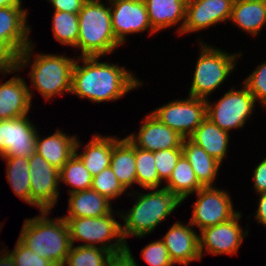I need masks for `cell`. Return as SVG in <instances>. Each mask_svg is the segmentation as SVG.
<instances>
[{
    "label": "cell",
    "mask_w": 266,
    "mask_h": 266,
    "mask_svg": "<svg viewBox=\"0 0 266 266\" xmlns=\"http://www.w3.org/2000/svg\"><path fill=\"white\" fill-rule=\"evenodd\" d=\"M99 58L101 57H77L71 93L94 103L113 102L143 84L124 66L100 62ZM79 60L83 61L82 65Z\"/></svg>",
    "instance_id": "1"
},
{
    "label": "cell",
    "mask_w": 266,
    "mask_h": 266,
    "mask_svg": "<svg viewBox=\"0 0 266 266\" xmlns=\"http://www.w3.org/2000/svg\"><path fill=\"white\" fill-rule=\"evenodd\" d=\"M40 212L39 216L25 219L18 239L40 257L63 266L72 246L68 224L63 217L50 219V211Z\"/></svg>",
    "instance_id": "2"
},
{
    "label": "cell",
    "mask_w": 266,
    "mask_h": 266,
    "mask_svg": "<svg viewBox=\"0 0 266 266\" xmlns=\"http://www.w3.org/2000/svg\"><path fill=\"white\" fill-rule=\"evenodd\" d=\"M31 43L23 50L16 60L17 71L31 63L29 77L33 86L39 91L44 99L50 100L55 95L71 93L73 68L76 58H69L57 54H37L31 62L34 45Z\"/></svg>",
    "instance_id": "3"
},
{
    "label": "cell",
    "mask_w": 266,
    "mask_h": 266,
    "mask_svg": "<svg viewBox=\"0 0 266 266\" xmlns=\"http://www.w3.org/2000/svg\"><path fill=\"white\" fill-rule=\"evenodd\" d=\"M152 190L147 193H135L131 191L127 195L136 196L134 205L128 212H118L117 215L124 221L122 225V235L126 242V237L136 236L142 238L156 229L182 201L165 187L146 188ZM155 190V191H154Z\"/></svg>",
    "instance_id": "4"
},
{
    "label": "cell",
    "mask_w": 266,
    "mask_h": 266,
    "mask_svg": "<svg viewBox=\"0 0 266 266\" xmlns=\"http://www.w3.org/2000/svg\"><path fill=\"white\" fill-rule=\"evenodd\" d=\"M79 36L76 48L81 57H104L121 46L112 29L110 4L87 0L78 13Z\"/></svg>",
    "instance_id": "5"
},
{
    "label": "cell",
    "mask_w": 266,
    "mask_h": 266,
    "mask_svg": "<svg viewBox=\"0 0 266 266\" xmlns=\"http://www.w3.org/2000/svg\"><path fill=\"white\" fill-rule=\"evenodd\" d=\"M200 44L189 96L207 99L231 75L236 67L237 57L240 58L242 54H231L205 42Z\"/></svg>",
    "instance_id": "6"
},
{
    "label": "cell",
    "mask_w": 266,
    "mask_h": 266,
    "mask_svg": "<svg viewBox=\"0 0 266 266\" xmlns=\"http://www.w3.org/2000/svg\"><path fill=\"white\" fill-rule=\"evenodd\" d=\"M115 214L116 211H112L101 217L64 218L69 227L71 244L83 241L82 246L100 247L111 252L124 249L127 243L122 235V225L114 218ZM114 238L115 243L111 242Z\"/></svg>",
    "instance_id": "7"
},
{
    "label": "cell",
    "mask_w": 266,
    "mask_h": 266,
    "mask_svg": "<svg viewBox=\"0 0 266 266\" xmlns=\"http://www.w3.org/2000/svg\"><path fill=\"white\" fill-rule=\"evenodd\" d=\"M254 96L243 84V89L228 90L215 104L206 99V117L220 129L230 132L242 128L254 111Z\"/></svg>",
    "instance_id": "8"
},
{
    "label": "cell",
    "mask_w": 266,
    "mask_h": 266,
    "mask_svg": "<svg viewBox=\"0 0 266 266\" xmlns=\"http://www.w3.org/2000/svg\"><path fill=\"white\" fill-rule=\"evenodd\" d=\"M198 199L192 204L190 223L199 231L207 227L227 222L239 211L234 210L233 202L227 191L214 186H203L196 193Z\"/></svg>",
    "instance_id": "9"
},
{
    "label": "cell",
    "mask_w": 266,
    "mask_h": 266,
    "mask_svg": "<svg viewBox=\"0 0 266 266\" xmlns=\"http://www.w3.org/2000/svg\"><path fill=\"white\" fill-rule=\"evenodd\" d=\"M150 113L183 138H189L206 118V99L188 95L186 99L170 101Z\"/></svg>",
    "instance_id": "10"
},
{
    "label": "cell",
    "mask_w": 266,
    "mask_h": 266,
    "mask_svg": "<svg viewBox=\"0 0 266 266\" xmlns=\"http://www.w3.org/2000/svg\"><path fill=\"white\" fill-rule=\"evenodd\" d=\"M31 206L40 211H51L59 199L60 170L50 165L41 155L29 157Z\"/></svg>",
    "instance_id": "11"
},
{
    "label": "cell",
    "mask_w": 266,
    "mask_h": 266,
    "mask_svg": "<svg viewBox=\"0 0 266 266\" xmlns=\"http://www.w3.org/2000/svg\"><path fill=\"white\" fill-rule=\"evenodd\" d=\"M27 116L0 120V157L29 158L36 153L38 130Z\"/></svg>",
    "instance_id": "12"
},
{
    "label": "cell",
    "mask_w": 266,
    "mask_h": 266,
    "mask_svg": "<svg viewBox=\"0 0 266 266\" xmlns=\"http://www.w3.org/2000/svg\"><path fill=\"white\" fill-rule=\"evenodd\" d=\"M112 29L116 40L122 45L127 35L144 33L149 30L150 35L157 33L151 26L144 0H108Z\"/></svg>",
    "instance_id": "13"
},
{
    "label": "cell",
    "mask_w": 266,
    "mask_h": 266,
    "mask_svg": "<svg viewBox=\"0 0 266 266\" xmlns=\"http://www.w3.org/2000/svg\"><path fill=\"white\" fill-rule=\"evenodd\" d=\"M240 218L241 213L239 212L227 222L200 231L199 252L201 258L203 253H211V255H233L238 253L244 237L248 235V230H244L239 224ZM204 249L206 252H204Z\"/></svg>",
    "instance_id": "14"
},
{
    "label": "cell",
    "mask_w": 266,
    "mask_h": 266,
    "mask_svg": "<svg viewBox=\"0 0 266 266\" xmlns=\"http://www.w3.org/2000/svg\"><path fill=\"white\" fill-rule=\"evenodd\" d=\"M234 0H187L186 19L180 35L206 30L230 20Z\"/></svg>",
    "instance_id": "15"
},
{
    "label": "cell",
    "mask_w": 266,
    "mask_h": 266,
    "mask_svg": "<svg viewBox=\"0 0 266 266\" xmlns=\"http://www.w3.org/2000/svg\"><path fill=\"white\" fill-rule=\"evenodd\" d=\"M142 121L137 134L126 136L135 147L152 152L182 148L184 138L161 123L153 114L149 113Z\"/></svg>",
    "instance_id": "16"
},
{
    "label": "cell",
    "mask_w": 266,
    "mask_h": 266,
    "mask_svg": "<svg viewBox=\"0 0 266 266\" xmlns=\"http://www.w3.org/2000/svg\"><path fill=\"white\" fill-rule=\"evenodd\" d=\"M27 12L22 5L0 7V42L16 57L32 43Z\"/></svg>",
    "instance_id": "17"
},
{
    "label": "cell",
    "mask_w": 266,
    "mask_h": 266,
    "mask_svg": "<svg viewBox=\"0 0 266 266\" xmlns=\"http://www.w3.org/2000/svg\"><path fill=\"white\" fill-rule=\"evenodd\" d=\"M192 228L190 222L185 225L177 221L161 238L175 265L187 266L192 261L202 259L199 252V235Z\"/></svg>",
    "instance_id": "18"
},
{
    "label": "cell",
    "mask_w": 266,
    "mask_h": 266,
    "mask_svg": "<svg viewBox=\"0 0 266 266\" xmlns=\"http://www.w3.org/2000/svg\"><path fill=\"white\" fill-rule=\"evenodd\" d=\"M17 71V68L2 71L5 75ZM28 84L22 77H11L0 85V120H8L28 115L32 105V95Z\"/></svg>",
    "instance_id": "19"
},
{
    "label": "cell",
    "mask_w": 266,
    "mask_h": 266,
    "mask_svg": "<svg viewBox=\"0 0 266 266\" xmlns=\"http://www.w3.org/2000/svg\"><path fill=\"white\" fill-rule=\"evenodd\" d=\"M120 139L116 136L93 135V138L85 145L83 152H77L81 143L76 139L74 154L83 162L92 177L102 170L110 167L113 146ZM81 153V154H80Z\"/></svg>",
    "instance_id": "20"
},
{
    "label": "cell",
    "mask_w": 266,
    "mask_h": 266,
    "mask_svg": "<svg viewBox=\"0 0 266 266\" xmlns=\"http://www.w3.org/2000/svg\"><path fill=\"white\" fill-rule=\"evenodd\" d=\"M144 3L150 24L157 33L181 23L177 27L180 35L185 24L187 0H144Z\"/></svg>",
    "instance_id": "21"
},
{
    "label": "cell",
    "mask_w": 266,
    "mask_h": 266,
    "mask_svg": "<svg viewBox=\"0 0 266 266\" xmlns=\"http://www.w3.org/2000/svg\"><path fill=\"white\" fill-rule=\"evenodd\" d=\"M37 132L36 153L41 155L50 165L61 169L74 155L77 137L67 135L57 129L48 137H40ZM43 138V139H42Z\"/></svg>",
    "instance_id": "22"
},
{
    "label": "cell",
    "mask_w": 266,
    "mask_h": 266,
    "mask_svg": "<svg viewBox=\"0 0 266 266\" xmlns=\"http://www.w3.org/2000/svg\"><path fill=\"white\" fill-rule=\"evenodd\" d=\"M231 21L255 37L266 24V0H234Z\"/></svg>",
    "instance_id": "23"
},
{
    "label": "cell",
    "mask_w": 266,
    "mask_h": 266,
    "mask_svg": "<svg viewBox=\"0 0 266 266\" xmlns=\"http://www.w3.org/2000/svg\"><path fill=\"white\" fill-rule=\"evenodd\" d=\"M68 214L63 218L101 217L111 213L112 203L92 188L69 194Z\"/></svg>",
    "instance_id": "24"
},
{
    "label": "cell",
    "mask_w": 266,
    "mask_h": 266,
    "mask_svg": "<svg viewBox=\"0 0 266 266\" xmlns=\"http://www.w3.org/2000/svg\"><path fill=\"white\" fill-rule=\"evenodd\" d=\"M229 138V132L220 129L207 117L189 137L192 142L202 147L211 157L220 163L226 157Z\"/></svg>",
    "instance_id": "25"
},
{
    "label": "cell",
    "mask_w": 266,
    "mask_h": 266,
    "mask_svg": "<svg viewBox=\"0 0 266 266\" xmlns=\"http://www.w3.org/2000/svg\"><path fill=\"white\" fill-rule=\"evenodd\" d=\"M182 153L192 166L198 181L203 186H213L221 163L189 138H184L183 140Z\"/></svg>",
    "instance_id": "26"
},
{
    "label": "cell",
    "mask_w": 266,
    "mask_h": 266,
    "mask_svg": "<svg viewBox=\"0 0 266 266\" xmlns=\"http://www.w3.org/2000/svg\"><path fill=\"white\" fill-rule=\"evenodd\" d=\"M110 168L126 190L137 184L135 146L126 137L113 146Z\"/></svg>",
    "instance_id": "27"
},
{
    "label": "cell",
    "mask_w": 266,
    "mask_h": 266,
    "mask_svg": "<svg viewBox=\"0 0 266 266\" xmlns=\"http://www.w3.org/2000/svg\"><path fill=\"white\" fill-rule=\"evenodd\" d=\"M165 183L166 186L164 187L175 194L182 202L190 194L196 193L203 187L184 155L179 158L171 176Z\"/></svg>",
    "instance_id": "28"
},
{
    "label": "cell",
    "mask_w": 266,
    "mask_h": 266,
    "mask_svg": "<svg viewBox=\"0 0 266 266\" xmlns=\"http://www.w3.org/2000/svg\"><path fill=\"white\" fill-rule=\"evenodd\" d=\"M6 161V174L13 193L31 205L29 158L1 157Z\"/></svg>",
    "instance_id": "29"
},
{
    "label": "cell",
    "mask_w": 266,
    "mask_h": 266,
    "mask_svg": "<svg viewBox=\"0 0 266 266\" xmlns=\"http://www.w3.org/2000/svg\"><path fill=\"white\" fill-rule=\"evenodd\" d=\"M60 182L72 186L69 194L91 188L92 175L83 162L74 154L60 169Z\"/></svg>",
    "instance_id": "30"
},
{
    "label": "cell",
    "mask_w": 266,
    "mask_h": 266,
    "mask_svg": "<svg viewBox=\"0 0 266 266\" xmlns=\"http://www.w3.org/2000/svg\"><path fill=\"white\" fill-rule=\"evenodd\" d=\"M52 30L54 38L61 45L75 47L79 36L78 14L54 11Z\"/></svg>",
    "instance_id": "31"
},
{
    "label": "cell",
    "mask_w": 266,
    "mask_h": 266,
    "mask_svg": "<svg viewBox=\"0 0 266 266\" xmlns=\"http://www.w3.org/2000/svg\"><path fill=\"white\" fill-rule=\"evenodd\" d=\"M111 253L100 247L72 245L63 266H106Z\"/></svg>",
    "instance_id": "32"
},
{
    "label": "cell",
    "mask_w": 266,
    "mask_h": 266,
    "mask_svg": "<svg viewBox=\"0 0 266 266\" xmlns=\"http://www.w3.org/2000/svg\"><path fill=\"white\" fill-rule=\"evenodd\" d=\"M137 183L143 188H158L163 183L155 167L154 152L135 147Z\"/></svg>",
    "instance_id": "33"
},
{
    "label": "cell",
    "mask_w": 266,
    "mask_h": 266,
    "mask_svg": "<svg viewBox=\"0 0 266 266\" xmlns=\"http://www.w3.org/2000/svg\"><path fill=\"white\" fill-rule=\"evenodd\" d=\"M91 188L109 201L118 198L126 191L110 167L92 177Z\"/></svg>",
    "instance_id": "34"
},
{
    "label": "cell",
    "mask_w": 266,
    "mask_h": 266,
    "mask_svg": "<svg viewBox=\"0 0 266 266\" xmlns=\"http://www.w3.org/2000/svg\"><path fill=\"white\" fill-rule=\"evenodd\" d=\"M182 155V148H173L154 152L155 167L159 179L162 182H166L169 179L174 167Z\"/></svg>",
    "instance_id": "35"
},
{
    "label": "cell",
    "mask_w": 266,
    "mask_h": 266,
    "mask_svg": "<svg viewBox=\"0 0 266 266\" xmlns=\"http://www.w3.org/2000/svg\"><path fill=\"white\" fill-rule=\"evenodd\" d=\"M7 252L13 258L16 266H56L49 259H45L32 252L19 239H17L14 249Z\"/></svg>",
    "instance_id": "36"
},
{
    "label": "cell",
    "mask_w": 266,
    "mask_h": 266,
    "mask_svg": "<svg viewBox=\"0 0 266 266\" xmlns=\"http://www.w3.org/2000/svg\"><path fill=\"white\" fill-rule=\"evenodd\" d=\"M243 84L254 96L255 101H260L266 108V61L257 66L256 69L248 75Z\"/></svg>",
    "instance_id": "37"
},
{
    "label": "cell",
    "mask_w": 266,
    "mask_h": 266,
    "mask_svg": "<svg viewBox=\"0 0 266 266\" xmlns=\"http://www.w3.org/2000/svg\"><path fill=\"white\" fill-rule=\"evenodd\" d=\"M142 259L149 266H174L164 242L160 239L146 245L141 251Z\"/></svg>",
    "instance_id": "38"
},
{
    "label": "cell",
    "mask_w": 266,
    "mask_h": 266,
    "mask_svg": "<svg viewBox=\"0 0 266 266\" xmlns=\"http://www.w3.org/2000/svg\"><path fill=\"white\" fill-rule=\"evenodd\" d=\"M134 258L130 247L126 245L124 249L110 254L106 266H138Z\"/></svg>",
    "instance_id": "39"
},
{
    "label": "cell",
    "mask_w": 266,
    "mask_h": 266,
    "mask_svg": "<svg viewBox=\"0 0 266 266\" xmlns=\"http://www.w3.org/2000/svg\"><path fill=\"white\" fill-rule=\"evenodd\" d=\"M87 0H51L49 3L55 11H65L78 14Z\"/></svg>",
    "instance_id": "40"
},
{
    "label": "cell",
    "mask_w": 266,
    "mask_h": 266,
    "mask_svg": "<svg viewBox=\"0 0 266 266\" xmlns=\"http://www.w3.org/2000/svg\"><path fill=\"white\" fill-rule=\"evenodd\" d=\"M253 187L257 193H266V158L254 168Z\"/></svg>",
    "instance_id": "41"
},
{
    "label": "cell",
    "mask_w": 266,
    "mask_h": 266,
    "mask_svg": "<svg viewBox=\"0 0 266 266\" xmlns=\"http://www.w3.org/2000/svg\"><path fill=\"white\" fill-rule=\"evenodd\" d=\"M17 57L0 42V70L7 71L16 68Z\"/></svg>",
    "instance_id": "42"
},
{
    "label": "cell",
    "mask_w": 266,
    "mask_h": 266,
    "mask_svg": "<svg viewBox=\"0 0 266 266\" xmlns=\"http://www.w3.org/2000/svg\"><path fill=\"white\" fill-rule=\"evenodd\" d=\"M259 196L255 218L258 220L257 223L263 224L266 227V193H259Z\"/></svg>",
    "instance_id": "43"
},
{
    "label": "cell",
    "mask_w": 266,
    "mask_h": 266,
    "mask_svg": "<svg viewBox=\"0 0 266 266\" xmlns=\"http://www.w3.org/2000/svg\"><path fill=\"white\" fill-rule=\"evenodd\" d=\"M4 251H1L0 255V266H16L13 258L11 255L5 251L6 249H3Z\"/></svg>",
    "instance_id": "44"
},
{
    "label": "cell",
    "mask_w": 266,
    "mask_h": 266,
    "mask_svg": "<svg viewBox=\"0 0 266 266\" xmlns=\"http://www.w3.org/2000/svg\"><path fill=\"white\" fill-rule=\"evenodd\" d=\"M22 0H0V7L22 5Z\"/></svg>",
    "instance_id": "45"
}]
</instances>
